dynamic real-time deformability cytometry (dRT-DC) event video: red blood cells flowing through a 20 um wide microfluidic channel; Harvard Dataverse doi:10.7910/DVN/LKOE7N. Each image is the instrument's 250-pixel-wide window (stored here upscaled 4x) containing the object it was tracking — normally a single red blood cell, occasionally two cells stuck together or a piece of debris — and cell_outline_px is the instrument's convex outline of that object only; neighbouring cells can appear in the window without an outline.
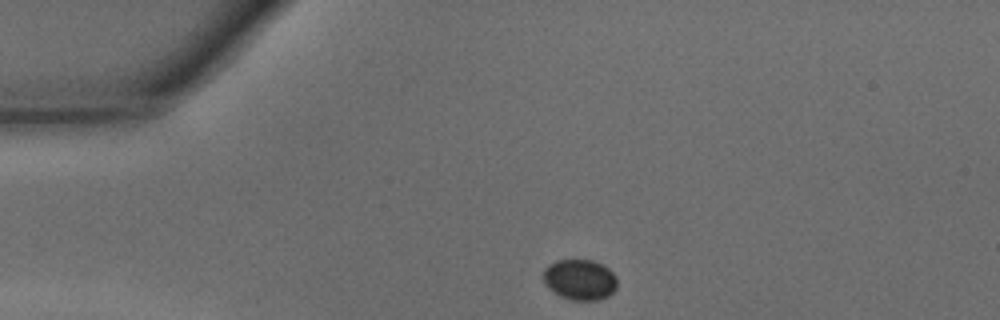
{"species": "common noctule bat (a hibernating species)", "species_latin": "Nyctalus noctula", "temperature_condition": "warm", "stored_images_in_passage": 28, "camera_frame_rate_fps": 3000, "um_per_image_px": 0.085, "animal": {"sex": "male", "body_mass_g": 15.6}, "frame": {"image": 1, "passage_image": 1, "time_ms": 0.0, "image_size_px": [1000, 320], "cell_outline_px": [[616, 288], [608, 296], [596, 300], [572, 300], [560, 296], [548, 288], [544, 284], [544, 268], [548, 264], [556, 260], [592, 260], [608, 268], [616, 276]], "centroid_in_image_um": [49.26, 23.77], "position_along_channel_um": 35.7, "area_um2": 17.46}}
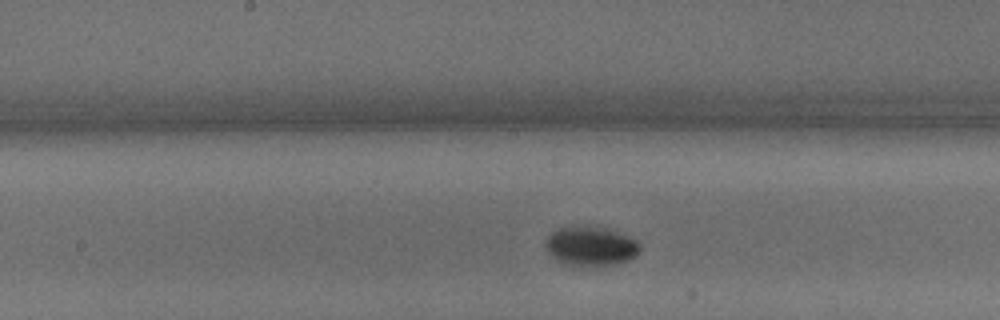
{"frame": {"image": 2, "passage_image": 15, "time_ms": 4.667, "image_size_px": [1000, 320], "cell_outline_px": [[640, 252], [636, 256], [628, 260], [612, 264], [588, 268], [576, 268], [560, 264], [548, 252], [544, 244], [544, 240], [552, 232], [560, 228], [572, 224], [584, 224], [608, 228], [620, 232], [636, 240], [640, 244]], "centroid_in_image_um": [50.17, 20.93], "position_along_channel_um": 198.0, "area_um2": 22.83}}
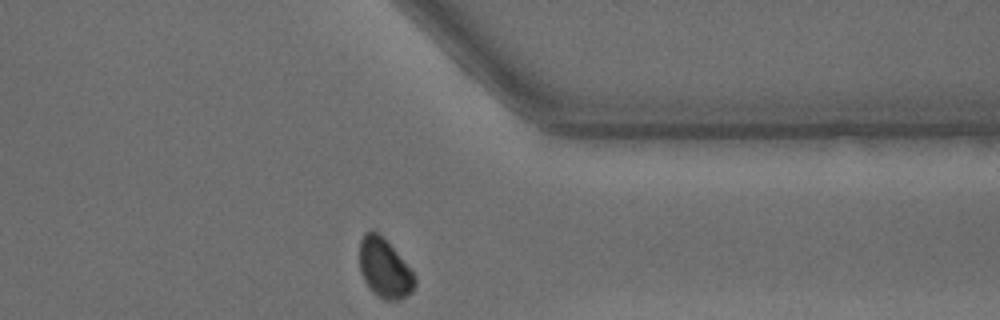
{"frame": {"image": 3, "passage_image": 28, "time_ms": 9.0, "image_size_px": [1000, 320], "cell_outline_px": [[416, 284], [412, 292], [408, 296], [400, 300], [384, 300], [372, 292], [364, 280], [360, 272], [360, 240], [364, 232], [372, 228], [412, 268], [416, 276]], "centroid_in_image_um": [32.71, 22.83], "position_along_channel_um": 378.7, "area_um2": 19.25}, "authors_computed_cell_mechanics": {"area_um2": 20.7791, "velocity_mm_per_s": 4.3087, "shape_relaxation_time_tau1_ms": 5.4734, "shape_relaxation_time_tau2_ms": null, "deformation_change_tau1": 0.1402, "deformation_change_tau2": null}}